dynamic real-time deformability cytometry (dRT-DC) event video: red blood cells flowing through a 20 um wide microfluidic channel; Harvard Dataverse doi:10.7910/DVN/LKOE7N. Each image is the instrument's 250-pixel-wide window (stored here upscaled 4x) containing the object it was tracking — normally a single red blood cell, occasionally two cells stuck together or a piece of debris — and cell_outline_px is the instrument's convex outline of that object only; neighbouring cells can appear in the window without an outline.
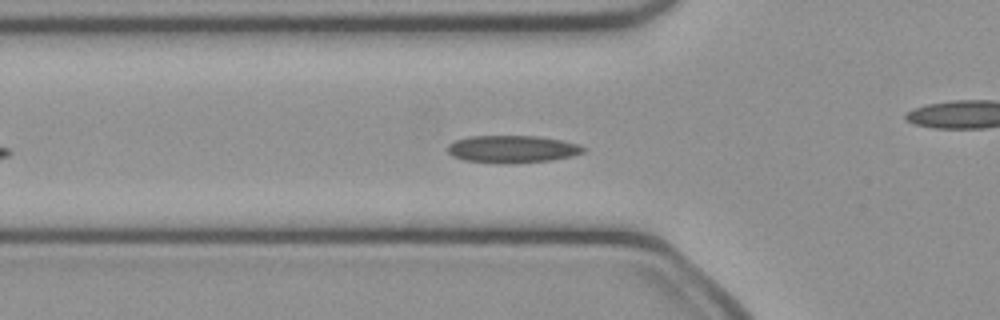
{"species": "common noctule bat (a hibernating species)", "species_latin": "Nyctalus noctula", "temperature_condition": "cold", "stored_images_in_passage": 32, "camera_frame_rate_fps": 3000, "um_per_image_px": 0.085, "animal": {"sex": "female", "body_mass_g": 21.9}, "frame": {"image": 1, "passage_image": 3, "time_ms": 0.667, "image_size_px": [1000, 320], "cell_outline_px": [[584, 152], [572, 156], [552, 160], [504, 164], [496, 164], [464, 160], [452, 156], [448, 152], [448, 144], [456, 140], [472, 136], [540, 136], [580, 144], [584, 148]], "centroid_in_image_um": [43.54, 12.68], "position_along_channel_um": 82.3, "area_um2": 21.79}}
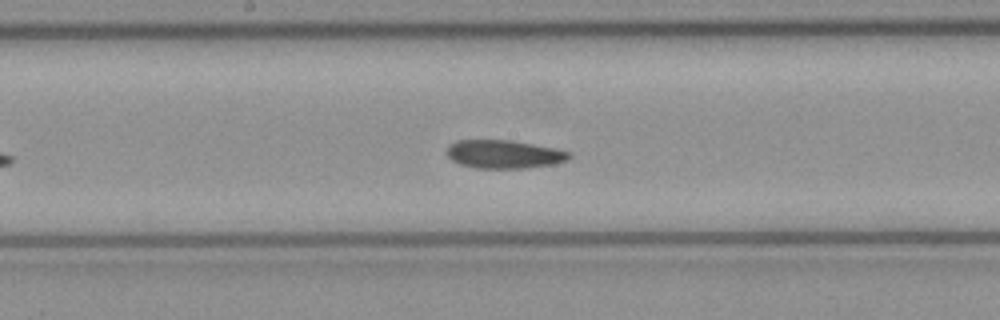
{"frame": {"image": 2, "passage_image": 12, "time_ms": 3.667, "image_size_px": [1000, 320], "cell_outline_px": [[572, 156], [568, 160], [552, 164], [524, 168], [476, 168], [460, 164], [452, 160], [448, 156], [448, 144], [456, 140], [508, 140], [556, 148], [572, 152]], "centroid_in_image_um": [42.86, 13.1], "position_along_channel_um": 205.3, "area_um2": 20.17}}
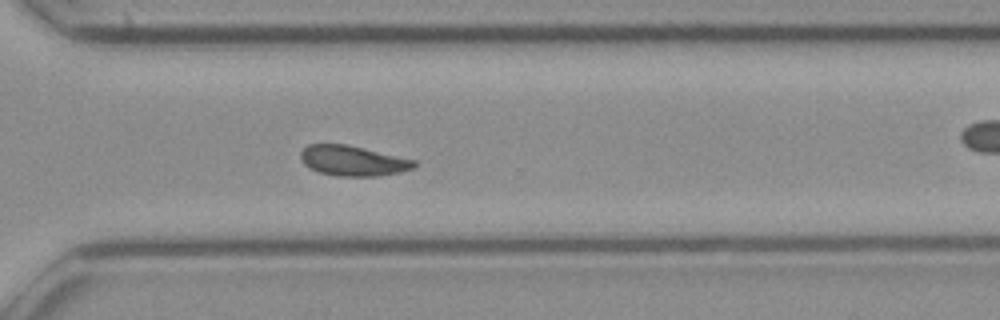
{"frame": {"image": 3, "passage_image": 22, "time_ms": 7.0, "image_size_px": [1000, 320], "cell_outline_px": [[420, 164], [416, 168], [400, 172], [380, 176], [336, 176], [320, 172], [308, 168], [300, 160], [300, 152], [308, 144], [344, 144], [364, 148], [416, 160]], "centroid_in_image_um": [30.02, 13.67], "position_along_channel_um": 340.6, "area_um2": 20.23}, "authors_computed_cell_mechanics": {"area_um2": 20.1722, "velocity_mm_per_s": 4.0655, "shape_relaxation_time_tau1_ms": null, "shape_relaxation_time_tau2_ms": 4.0905, "deformation_change_tau1": null, "deformation_change_tau2": 0.0877}}